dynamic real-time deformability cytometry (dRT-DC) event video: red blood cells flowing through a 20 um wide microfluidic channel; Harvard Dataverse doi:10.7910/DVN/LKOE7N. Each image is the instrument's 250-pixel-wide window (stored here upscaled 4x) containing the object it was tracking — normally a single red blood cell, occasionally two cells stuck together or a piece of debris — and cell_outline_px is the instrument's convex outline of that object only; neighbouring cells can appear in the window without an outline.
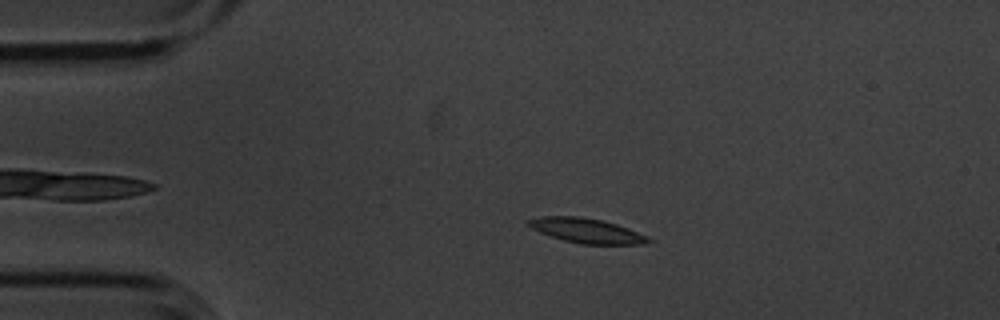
{"species": "common noctule bat (a hibernating species)", "species_latin": "Nyctalus noctula", "temperature_condition": "cold", "stored_images_in_passage": 2, "camera_frame_rate_fps": 3000, "um_per_image_px": 0.085, "animal": {"sex": "male", "body_mass_g": 20.1, "forearm_length_mm": 53.5}, "frame": {"image": 1, "passage_image": 1, "time_ms": 0.0, "image_size_px": [1000, 320], "cell_outline_px": [[652, 240], [644, 244], [580, 244], [564, 240], [540, 232], [524, 224], [524, 220], [544, 216], [580, 216], [600, 220], [616, 224], [628, 228], [648, 236]], "centroid_in_image_um": [49.82, 19.6], "position_along_channel_um": 35.2, "area_um2": 17.22}}